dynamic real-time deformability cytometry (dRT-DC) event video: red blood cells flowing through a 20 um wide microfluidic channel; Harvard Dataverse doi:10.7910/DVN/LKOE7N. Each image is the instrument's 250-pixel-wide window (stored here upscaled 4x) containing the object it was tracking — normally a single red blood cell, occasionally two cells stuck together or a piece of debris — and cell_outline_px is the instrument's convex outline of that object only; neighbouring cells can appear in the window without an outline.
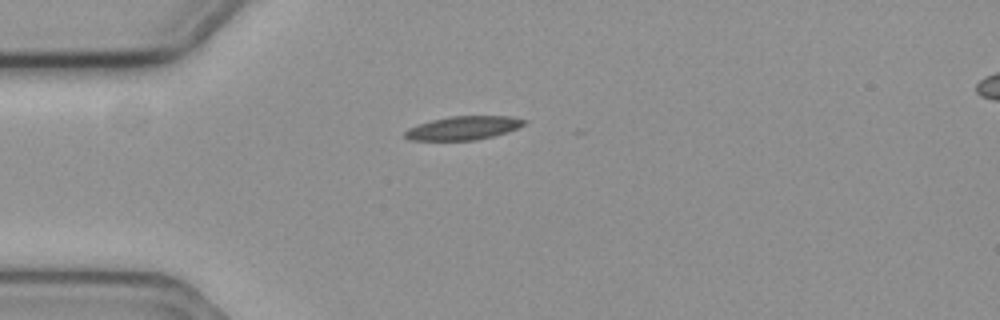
{"species": "common noctule bat (a hibernating species)", "species_latin": "Nyctalus noctula", "temperature_condition": "cold", "stored_images_in_passage": 5, "camera_frame_rate_fps": 3000, "um_per_image_px": 0.085, "animal": {"sex": "female", "body_mass_g": 19.3, "forearm_length_mm": 54.1}, "frame": {"image": 1, "passage_image": 1, "time_ms": 0.0, "image_size_px": [1000, 320], "cell_outline_px": [[528, 120], [524, 124], [508, 132], [476, 140], [408, 140], [404, 136], [404, 132], [408, 128], [416, 124], [448, 116], [512, 116]], "centroid_in_image_um": [39.36, 10.87], "position_along_channel_um": 45.6, "area_um2": 16.47}}
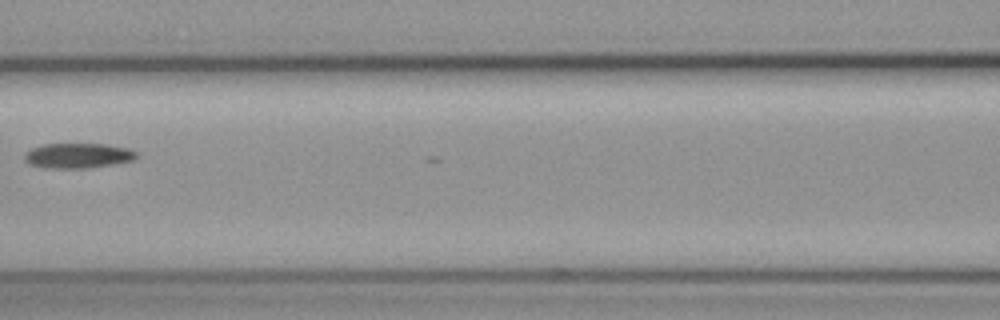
{"frame": {"image": 2, "passage_image": 4, "time_ms": 1.0, "image_size_px": [1000, 320], "cell_outline_px": [[140, 156], [132, 160], [112, 164], [84, 168], [48, 168], [32, 164], [24, 160], [24, 156], [32, 148], [44, 144], [108, 144], [128, 148], [136, 152]], "centroid_in_image_um": [6.66, 13.22], "position_along_channel_um": 159.9, "area_um2": 16.13}}
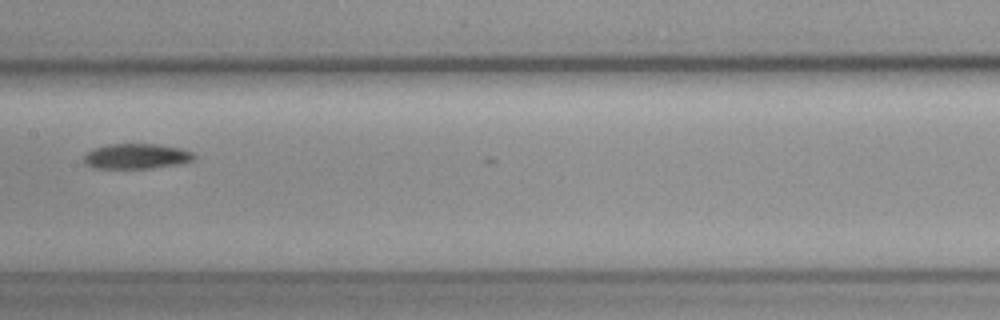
{"frame": {"image": 3, "passage_image": 5, "time_ms": 1.333, "image_size_px": [1000, 320], "cell_outline_px": [[196, 156], [192, 160], [180, 164], [152, 168], [92, 168], [84, 164], [84, 156], [92, 148], [108, 144], [160, 144], [180, 148], [192, 152]], "centroid_in_image_um": [11.58, 13.28], "position_along_channel_um": 195.8, "area_um2": 16.3}}